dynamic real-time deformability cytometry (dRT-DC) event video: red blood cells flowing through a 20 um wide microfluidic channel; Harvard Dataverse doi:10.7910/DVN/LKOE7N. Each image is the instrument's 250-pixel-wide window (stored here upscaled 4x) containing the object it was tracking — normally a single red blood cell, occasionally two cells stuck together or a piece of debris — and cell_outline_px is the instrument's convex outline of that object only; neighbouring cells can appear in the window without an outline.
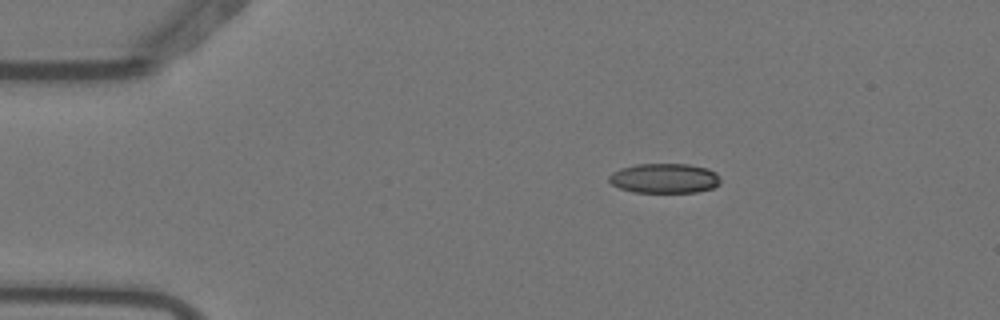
{"species": "Egyptian fruit bat (a non-hibernating species)", "species_latin": "Rousettus aegyptiacus", "temperature_condition": "warm", "stored_images_in_passage": 4, "camera_frame_rate_fps": 3000, "um_per_image_px": 0.085, "animal": {"sex": "female"}, "frame": {"image": 1, "passage_image": 3, "time_ms": 0.667, "image_size_px": [1000, 320], "cell_outline_px": [[720, 184], [712, 188], [696, 192], [632, 192], [620, 188], [612, 184], [608, 180], [608, 176], [612, 172], [620, 168], [636, 164], [688, 164], [708, 168], [716, 172], [720, 180]], "centroid_in_image_um": [56.47, 15.15], "position_along_channel_um": 28.5, "area_um2": 19.42}}